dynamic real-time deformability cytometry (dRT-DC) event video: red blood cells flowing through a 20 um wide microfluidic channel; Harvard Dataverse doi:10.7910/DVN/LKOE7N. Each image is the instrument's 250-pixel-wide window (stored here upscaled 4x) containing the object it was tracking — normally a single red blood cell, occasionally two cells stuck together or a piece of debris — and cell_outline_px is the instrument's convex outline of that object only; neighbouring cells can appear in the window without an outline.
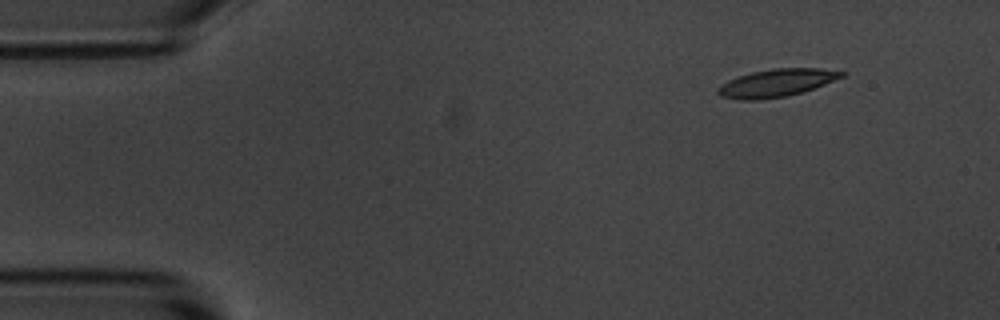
{"species": "common noctule bat (a hibernating species)", "species_latin": "Nyctalus noctula", "temperature_condition": "room temperature", "stored_images_in_passage": 5, "camera_frame_rate_fps": 3000, "um_per_image_px": 0.085, "animal": {"sex": "male", "body_mass_g": 20.1, "forearm_length_mm": 53.5}, "frame": {"image": 1, "passage_image": 1, "time_ms": 0.0, "image_size_px": [1000, 320], "cell_outline_px": [[848, 72], [844, 76], [804, 92], [784, 96], [756, 100], [744, 100], [720, 96], [716, 92], [716, 88], [728, 80], [752, 72], [772, 68], [820, 68]], "centroid_in_image_um": [66.01, 7.04], "position_along_channel_um": 19.0, "area_um2": 19.88}}
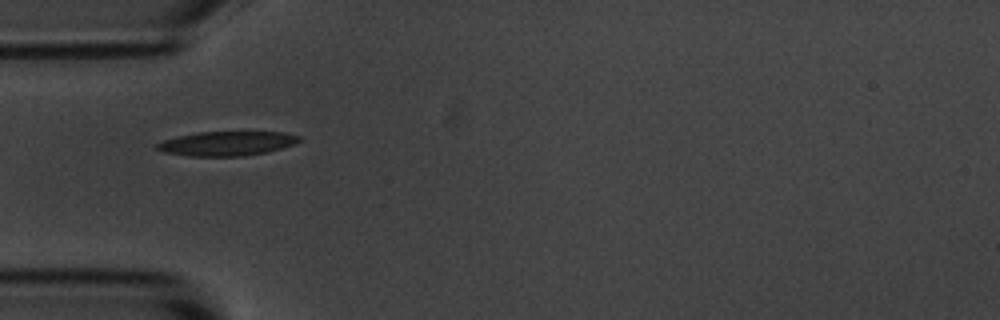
{"frame": {"image": 2, "passage_image": 4, "time_ms": 3.667, "image_size_px": [1000, 320], "cell_outline_px": [[300, 140], [292, 144], [268, 152], [244, 156], [188, 156], [164, 152], [156, 148], [156, 144], [164, 140], [176, 136], [196, 132], [284, 132], [300, 136]], "centroid_in_image_um": [19.25, 12.19], "position_along_channel_um": 65.7, "area_um2": 20.11}}